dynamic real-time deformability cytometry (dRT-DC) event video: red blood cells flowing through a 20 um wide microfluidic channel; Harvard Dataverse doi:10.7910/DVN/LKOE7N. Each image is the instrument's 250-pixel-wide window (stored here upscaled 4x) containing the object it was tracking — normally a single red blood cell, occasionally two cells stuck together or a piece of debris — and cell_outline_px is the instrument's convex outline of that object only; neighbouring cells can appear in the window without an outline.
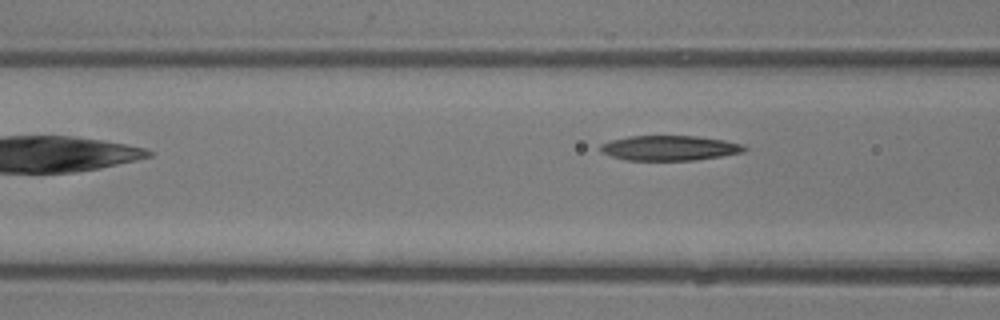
{"species": "common noctule bat (a hibernating species)", "species_latin": "Nyctalus noctula", "temperature_condition": "room temperature", "stored_images_in_passage": 6, "camera_frame_rate_fps": 3000, "um_per_image_px": 0.085, "animal": {"sex": "male", "body_mass_g": 13.3}, "frame": {"image": 1, "passage_image": 5, "time_ms": 4.667, "image_size_px": [1000, 320], "cell_outline_px": [[748, 148], [744, 152], [696, 160], [628, 160], [612, 156], [600, 152], [600, 144], [612, 140], [628, 136], [696, 136], [724, 140], [744, 144]], "centroid_in_image_um": [56.93, 12.58], "position_along_channel_um": 109.7, "area_um2": 20.92}}
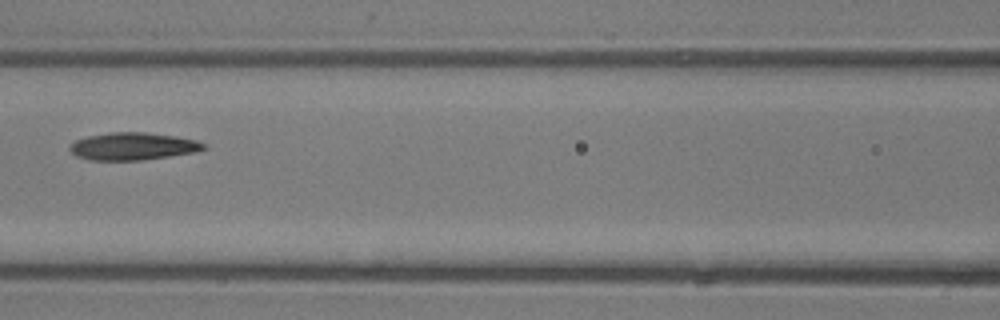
{"frame": {"image": 2, "passage_image": 6, "time_ms": 5.667, "image_size_px": [1000, 320], "cell_outline_px": [[208, 148], [196, 152], [140, 160], [88, 160], [76, 156], [68, 148], [76, 140], [88, 136], [112, 132], [144, 132], [176, 136], [196, 140], [208, 144]], "centroid_in_image_um": [11.34, 12.43], "position_along_channel_um": 155.3, "area_um2": 21.44}}